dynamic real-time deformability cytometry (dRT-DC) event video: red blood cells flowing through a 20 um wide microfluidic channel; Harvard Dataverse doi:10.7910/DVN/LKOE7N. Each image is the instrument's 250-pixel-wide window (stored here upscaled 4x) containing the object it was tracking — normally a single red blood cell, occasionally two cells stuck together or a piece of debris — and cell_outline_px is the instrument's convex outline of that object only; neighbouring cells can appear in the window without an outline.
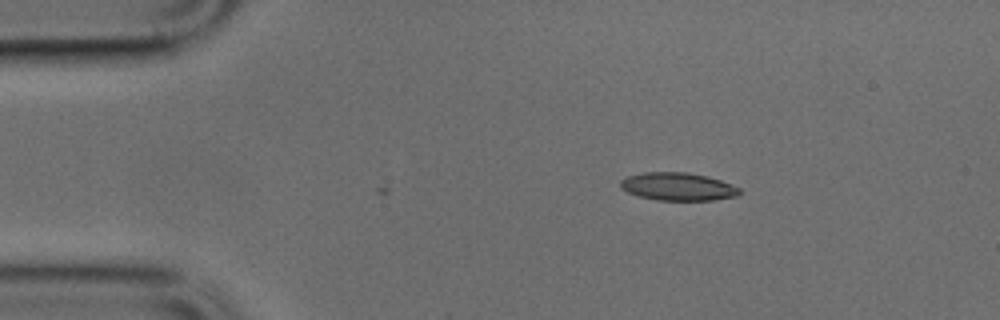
{"species": "common noctule bat (a hibernating species)", "species_latin": "Nyctalus noctula", "temperature_condition": "cold", "stored_images_in_passage": 32, "camera_frame_rate_fps": 3000, "um_per_image_px": 0.085, "animal": {"sex": "male", "body_mass_g": 17.9, "forearm_length_mm": 54.2}, "frame": {"image": 1, "passage_image": 1, "time_ms": 0.0, "image_size_px": [1000, 320], "cell_outline_px": [[740, 192], [736, 196], [716, 200], [656, 200], [640, 196], [628, 192], [620, 188], [620, 180], [628, 176], [644, 172], [688, 172], [708, 176], [720, 180], [740, 188]], "centroid_in_image_um": [57.62, 15.85], "position_along_channel_um": 27.4, "area_um2": 19.36}}
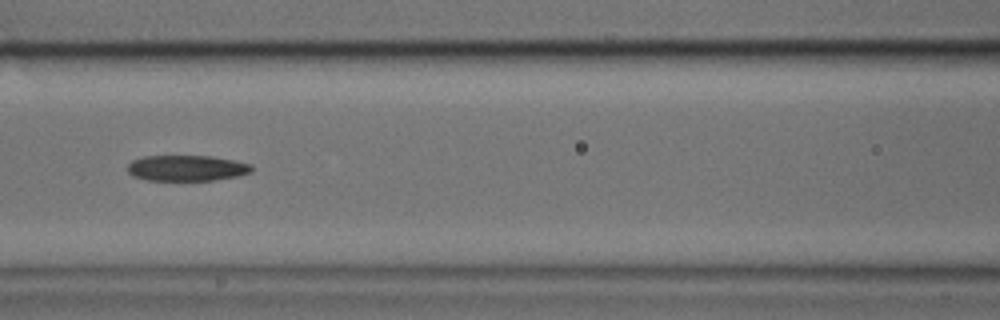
{"frame": {"image": 2, "passage_image": 14, "time_ms": 4.333, "image_size_px": [1000, 320], "cell_outline_px": [[252, 172], [236, 176], [212, 180], [148, 180], [132, 176], [128, 172], [128, 164], [132, 160], [144, 156], [212, 156], [252, 164]], "centroid_in_image_um": [15.85, 14.28], "position_along_channel_um": 150.7, "area_um2": 18.55}}
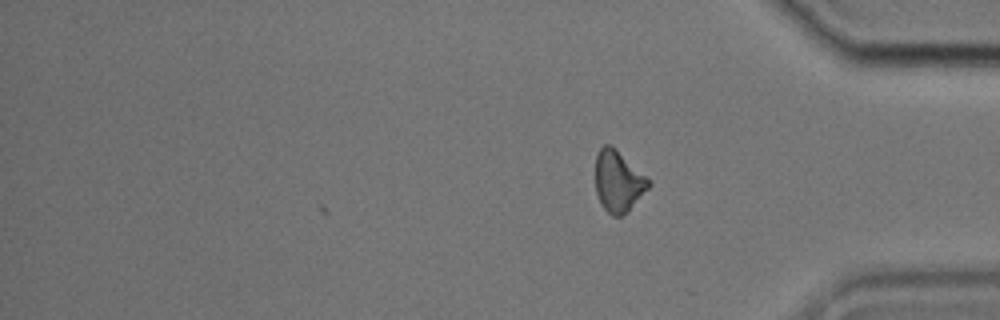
{"frame": {"image": 3, "passage_image": 32, "time_ms": 10.333, "image_size_px": [1000, 320], "cell_outline_px": [[652, 184], [628, 212], [620, 216], [612, 216], [604, 208], [596, 192], [596, 156], [600, 148], [604, 144], [612, 144], [648, 176]], "centroid_in_image_um": [52.59, 15.38], "position_along_channel_um": 382.6, "area_um2": 19.25}}